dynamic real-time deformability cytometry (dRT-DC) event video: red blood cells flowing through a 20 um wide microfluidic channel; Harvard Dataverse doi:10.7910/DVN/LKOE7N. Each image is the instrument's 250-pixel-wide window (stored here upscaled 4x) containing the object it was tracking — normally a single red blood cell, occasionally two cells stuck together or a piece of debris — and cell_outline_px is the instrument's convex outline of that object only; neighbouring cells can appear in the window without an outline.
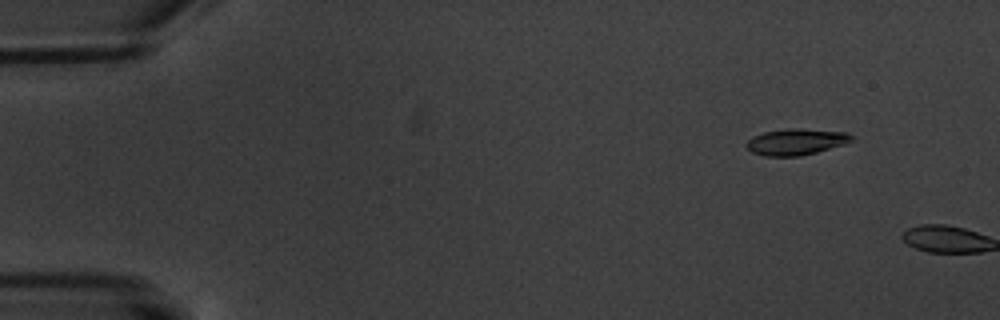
{"species": "common noctule bat (a hibernating species)", "species_latin": "Nyctalus noctula", "temperature_condition": "warm", "stored_images_in_passage": 2, "camera_frame_rate_fps": 3000, "um_per_image_px": 0.085, "animal": {"sex": "male", "body_mass_g": 20.1, "forearm_length_mm": 53.5}, "frame": {"image": 1, "passage_image": 1, "time_ms": 0.0, "image_size_px": [1000, 320], "cell_outline_px": [[852, 140], [844, 144], [816, 152], [800, 156], [764, 156], [752, 152], [744, 144], [752, 136], [764, 132], [788, 128], [800, 128], [848, 132], [852, 136]], "centroid_in_image_um": [67.64, 12.05], "position_along_channel_um": 17.4, "area_um2": 16.13}}